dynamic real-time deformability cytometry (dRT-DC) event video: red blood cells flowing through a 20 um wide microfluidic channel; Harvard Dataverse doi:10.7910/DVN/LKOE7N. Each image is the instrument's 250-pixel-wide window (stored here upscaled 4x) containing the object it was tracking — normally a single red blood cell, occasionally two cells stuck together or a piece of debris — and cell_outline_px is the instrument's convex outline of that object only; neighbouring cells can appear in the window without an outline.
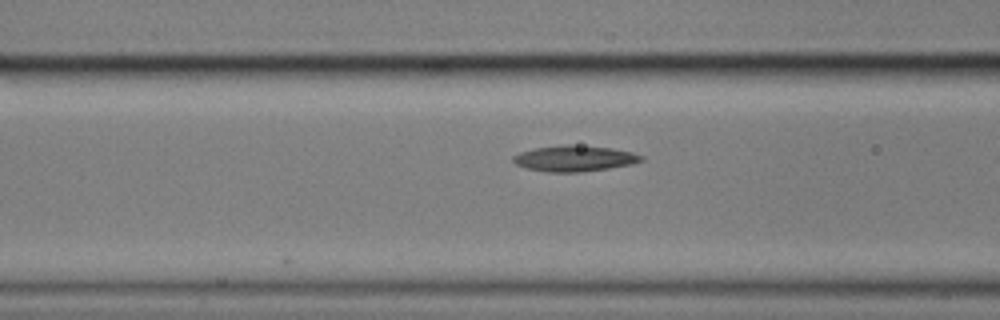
{"species": "common noctule bat (a hibernating species)", "species_latin": "Nyctalus noctula", "temperature_condition": "cold", "stored_images_in_passage": 8, "camera_frame_rate_fps": 3000, "um_per_image_px": 0.085, "animal": {"sex": "male", "body_mass_g": 17.9}, "frame": {"image": 1, "passage_image": 5, "time_ms": 1.333, "image_size_px": [1000, 320], "cell_outline_px": [[644, 160], [632, 164], [608, 168], [580, 172], [548, 172], [528, 168], [516, 164], [512, 160], [512, 156], [520, 152], [536, 148], [568, 144], [608, 148], [632, 152], [644, 156]], "centroid_in_image_um": [48.83, 13.47], "position_along_channel_um": 117.8, "area_um2": 19.07}}
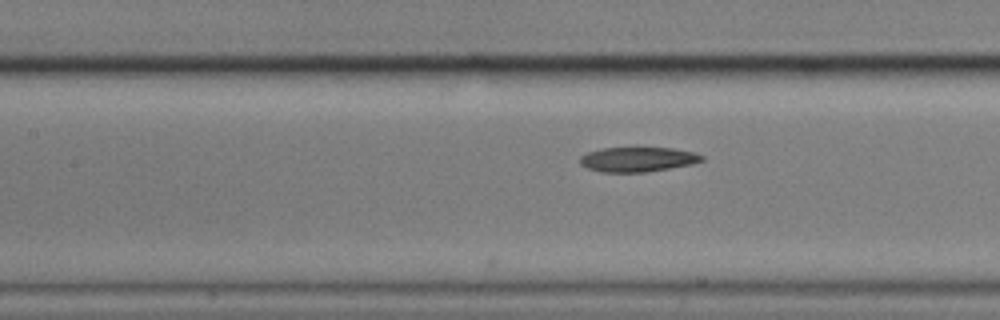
{"frame": {"image": 2, "passage_image": 8, "time_ms": 2.333, "image_size_px": [1000, 320], "cell_outline_px": [[704, 160], [692, 164], [644, 172], [600, 172], [588, 168], [580, 164], [580, 156], [588, 152], [604, 148], [672, 148], [692, 152], [704, 156]], "centroid_in_image_um": [54.19, 13.55], "position_along_channel_um": 153.2, "area_um2": 17.34}}